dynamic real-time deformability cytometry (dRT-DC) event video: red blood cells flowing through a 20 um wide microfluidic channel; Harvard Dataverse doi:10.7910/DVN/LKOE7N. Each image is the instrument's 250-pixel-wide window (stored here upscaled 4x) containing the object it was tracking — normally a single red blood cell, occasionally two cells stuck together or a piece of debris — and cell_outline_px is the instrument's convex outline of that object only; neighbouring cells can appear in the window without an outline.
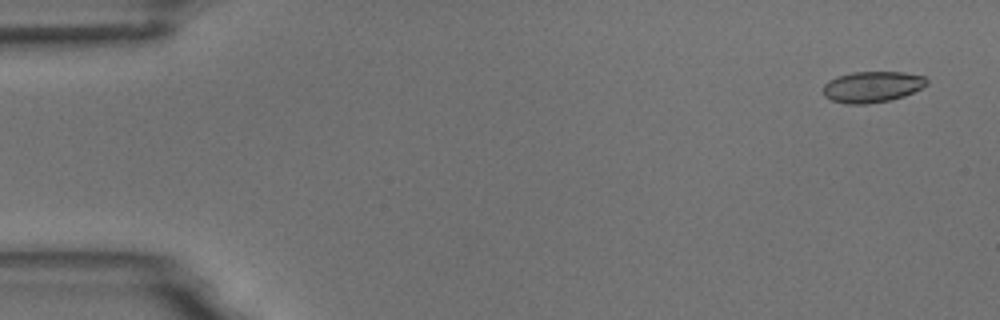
{"species": "common noctule bat (a hibernating species)", "species_latin": "Nyctalus noctula", "temperature_condition": "room temperature", "stored_images_in_passage": 5, "segment_of_instrument_passage": [1, 2], "camera_frame_rate_fps": 3000, "um_per_image_px": 0.085, "animal": {"sex": "male", "body_mass_g": 18.8}, "frame": {"image": 1, "passage_image": 1, "time_ms": 0.0, "image_size_px": [1000, 320], "cell_outline_px": [[928, 84], [904, 96], [888, 100], [864, 104], [844, 104], [832, 100], [824, 96], [824, 84], [828, 80], [836, 76], [852, 72], [904, 72], [924, 76], [928, 80]], "centroid_in_image_um": [74.11, 7.37], "position_along_channel_um": 10.9, "area_um2": 18.73}}